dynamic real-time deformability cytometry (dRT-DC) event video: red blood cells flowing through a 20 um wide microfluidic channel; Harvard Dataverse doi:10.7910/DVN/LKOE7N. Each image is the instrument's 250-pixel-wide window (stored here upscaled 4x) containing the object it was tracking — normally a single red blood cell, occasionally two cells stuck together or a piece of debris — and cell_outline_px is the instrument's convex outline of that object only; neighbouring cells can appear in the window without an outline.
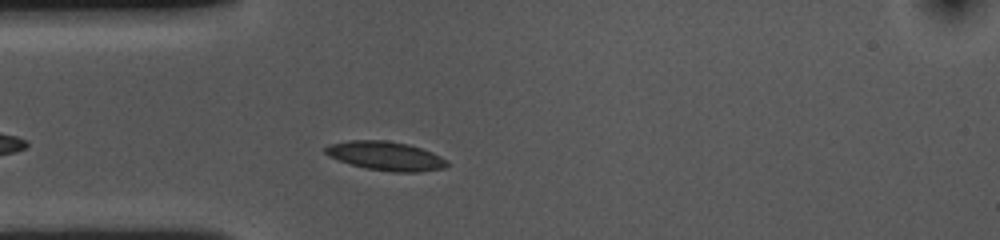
{"species": "common noctule bat (a hibernating species)", "species_latin": "Nyctalus noctula", "temperature_condition": "cold", "stored_images_in_passage": 21, "camera_frame_rate_fps": 3000, "um_per_image_px": 0.085, "animal": {"sex": "female", "body_mass_g": 10.0, "forearm_length_mm": 53.1}, "frame": {"image": 1, "passage_image": 6, "time_ms": 1.667, "image_size_px": [1000, 240], "cell_outline_px": [[448, 164], [444, 168], [420, 172], [392, 172], [364, 168], [328, 156], [324, 152], [324, 148], [328, 144], [352, 140], [384, 140], [408, 144], [432, 152], [448, 160]], "centroid_in_image_um": [32.78, 13.26], "position_along_channel_um": 52.2, "area_um2": 20.52}}
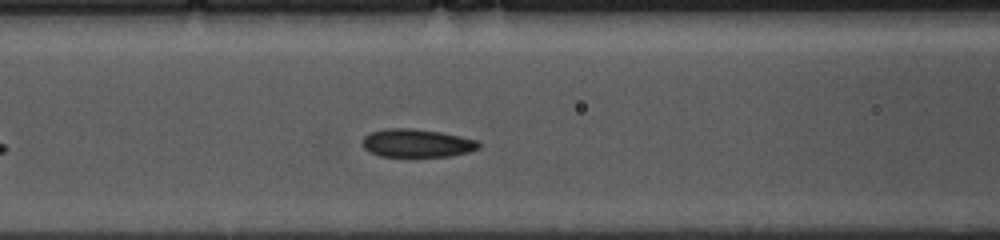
{"frame": {"image": 2, "passage_image": 13, "time_ms": 4.0, "image_size_px": [1000, 240], "cell_outline_px": [[480, 148], [468, 152], [448, 156], [380, 156], [368, 152], [364, 148], [364, 136], [368, 132], [388, 128], [412, 128], [440, 132], [480, 140]], "centroid_in_image_um": [35.44, 12.16], "position_along_channel_um": 131.2, "area_um2": 19.13}}
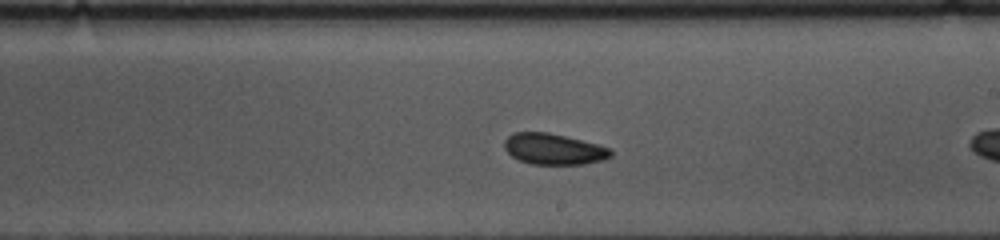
{"frame": {"image": 3, "passage_image": 19, "time_ms": 6.0, "image_size_px": [1000, 240], "cell_outline_px": [[612, 156], [604, 160], [584, 164], [532, 164], [520, 160], [512, 156], [504, 148], [504, 140], [512, 132], [548, 132], [596, 144], [608, 148], [612, 152]], "centroid_in_image_um": [47.04, 12.67], "position_along_channel_um": 242.0, "area_um2": 19.07}}